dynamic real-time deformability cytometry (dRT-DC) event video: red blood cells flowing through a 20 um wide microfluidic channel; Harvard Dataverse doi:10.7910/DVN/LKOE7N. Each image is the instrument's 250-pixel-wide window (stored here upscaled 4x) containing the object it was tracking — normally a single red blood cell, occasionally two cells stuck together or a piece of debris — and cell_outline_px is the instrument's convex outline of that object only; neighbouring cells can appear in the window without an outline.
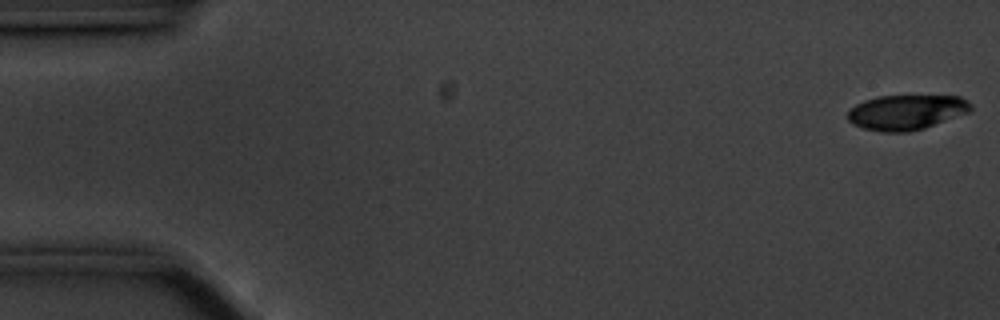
{"species": "common noctule bat (a hibernating species)", "species_latin": "Nyctalus noctula", "temperature_condition": "cold", "stored_images_in_passage": 57, "camera_frame_rate_fps": 3000, "um_per_image_px": 0.085, "animal": {"sex": "male", "body_mass_g": 20.1, "forearm_length_mm": 53.5}, "frame": {"image": 1, "passage_image": 1, "time_ms": 0.0, "image_size_px": [1000, 320], "cell_outline_px": [[972, 112], [924, 128], [908, 132], [880, 132], [864, 128], [852, 124], [848, 120], [848, 108], [864, 100], [880, 96], [960, 96], [968, 100], [972, 104]], "centroid_in_image_um": [77.07, 9.54], "position_along_channel_um": 7.9, "area_um2": 25.37}}
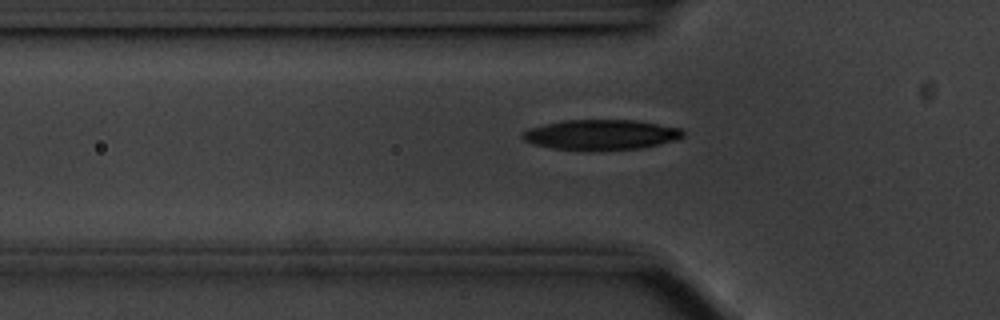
{"frame": {"image": 2, "passage_image": 18, "time_ms": 5.667, "image_size_px": [1000, 320], "cell_outline_px": [[684, 136], [680, 140], [640, 148], [592, 152], [588, 152], [552, 148], [536, 144], [524, 140], [520, 136], [528, 128], [564, 120], [636, 120], [680, 128], [684, 132]], "centroid_in_image_um": [51.12, 11.47], "position_along_channel_um": 74.7, "area_um2": 28.73}}
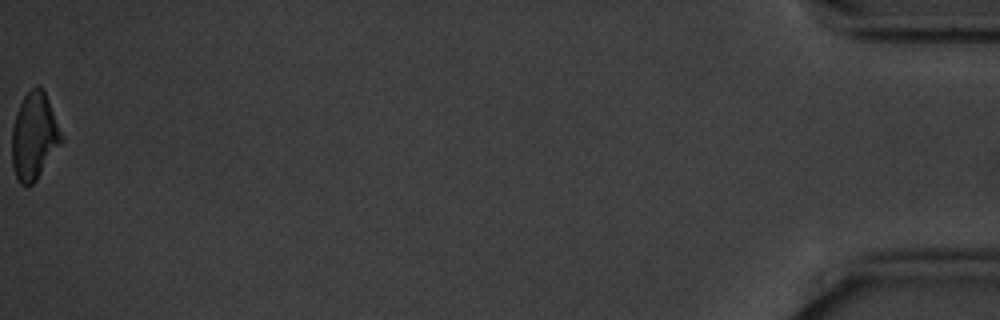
{"frame": {"image": 3, "passage_image": 57, "time_ms": 18.667, "image_size_px": [1000, 320], "cell_outline_px": [[64, 140], [36, 180], [32, 184], [20, 184], [16, 176], [12, 164], [12, 128], [16, 112], [24, 96], [36, 84], [40, 84], [44, 88]], "centroid_in_image_um": [2.91, 11.54], "position_along_channel_um": 432.3, "area_um2": 25.03}, "authors_computed_cell_mechanics": {"area_um2": 26.877, "velocity_mm_per_s": 3.5128, "shape_relaxation_time_tau1_ms": 3.4598, "shape_relaxation_time_tau2_ms": 5.0198, "deformation_change_tau1": 0.1325, "deformation_change_tau2": 0.1085}}